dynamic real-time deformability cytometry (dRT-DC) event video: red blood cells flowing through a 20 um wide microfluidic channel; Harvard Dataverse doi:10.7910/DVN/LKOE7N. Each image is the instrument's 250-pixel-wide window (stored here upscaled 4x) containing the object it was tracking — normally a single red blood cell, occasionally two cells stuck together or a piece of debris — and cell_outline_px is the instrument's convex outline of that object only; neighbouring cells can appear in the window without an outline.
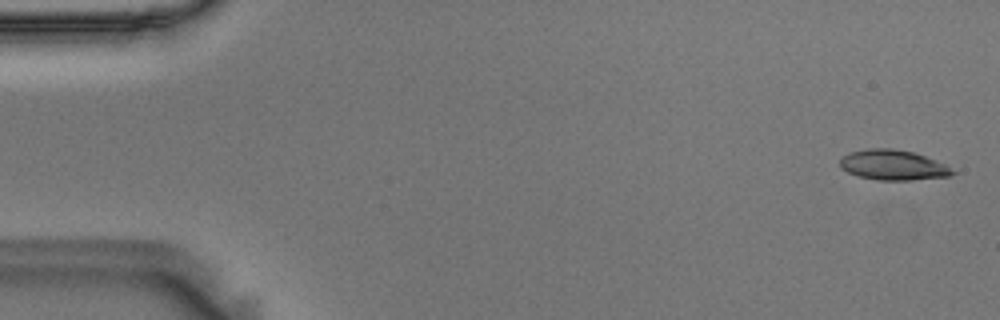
{"species": "Egyptian fruit bat (a non-hibernating species)", "species_latin": "Rousettus aegyptiacus", "temperature_condition": "room temperature", "stored_images_in_passage": 47, "camera_frame_rate_fps": 3000, "um_per_image_px": 0.085, "animal": {"sex": "male"}, "frame": {"image": 1, "passage_image": 2, "time_ms": 0.333, "image_size_px": [1000, 320], "cell_outline_px": [[956, 172], [948, 176], [912, 180], [876, 180], [860, 176], [848, 172], [840, 168], [840, 160], [844, 156], [852, 152], [868, 148], [892, 148], [912, 152], [924, 156], [944, 164]], "centroid_in_image_um": [75.89, 14.03], "position_along_channel_um": 9.1, "area_um2": 19.48}}
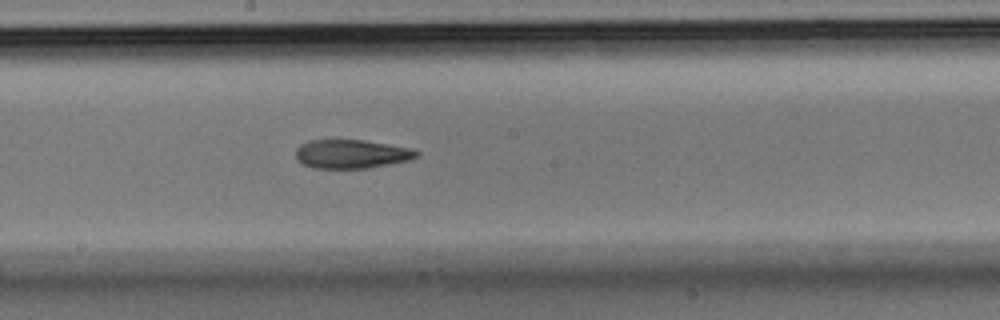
{"frame": {"image": 2, "passage_image": 30, "time_ms": 9.667, "image_size_px": [1000, 320], "cell_outline_px": [[420, 156], [408, 160], [368, 168], [312, 168], [296, 160], [296, 148], [300, 144], [308, 140], [364, 140], [388, 144], [408, 148], [420, 152]], "centroid_in_image_um": [29.84, 13.09], "position_along_channel_um": 218.4, "area_um2": 20.23}}
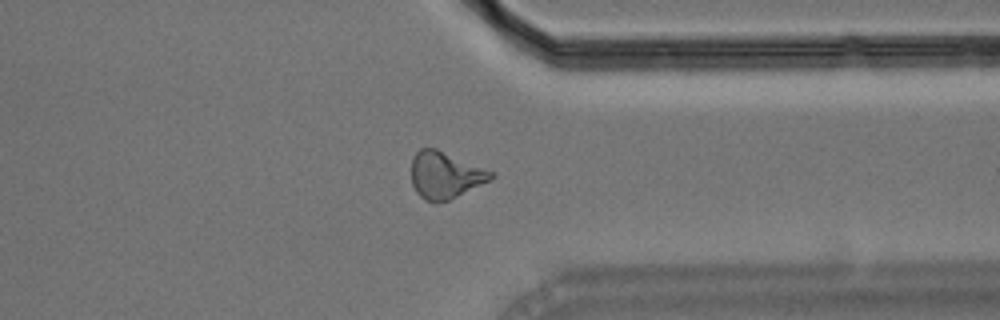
{"frame": {"image": 3, "passage_image": 43, "time_ms": 14.0, "image_size_px": [1000, 320], "cell_outline_px": [[496, 176], [448, 200], [424, 200], [416, 192], [412, 184], [412, 160], [416, 152], [420, 148], [436, 148], [496, 172]], "centroid_in_image_um": [37.84, 14.84], "position_along_channel_um": 373.6, "area_um2": 21.33}, "authors_computed_cell_mechanics": {"area_um2": 20.7502, "velocity_mm_per_s": 3.6527, "shape_relaxation_time_tau1_ms": 7.4998, "shape_relaxation_time_tau2_ms": 4.2272, "deformation_change_tau1": 0.21, "deformation_change_tau2": 0.1424}}